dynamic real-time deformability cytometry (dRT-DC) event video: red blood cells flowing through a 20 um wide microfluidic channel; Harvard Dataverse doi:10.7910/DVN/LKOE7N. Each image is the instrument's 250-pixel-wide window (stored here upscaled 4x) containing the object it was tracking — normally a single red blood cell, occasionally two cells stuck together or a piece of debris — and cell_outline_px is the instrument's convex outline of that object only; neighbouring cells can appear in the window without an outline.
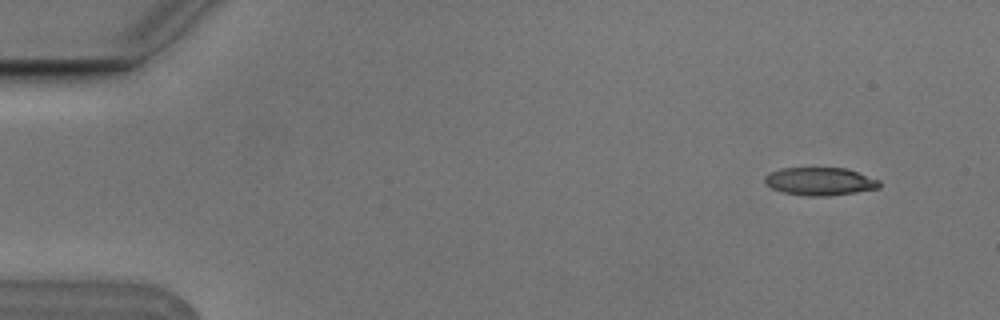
{"species": "Egyptian fruit bat (a non-hibernating species)", "species_latin": "Rousettus aegyptiacus", "temperature_condition": "cold", "stored_images_in_passage": 5, "camera_frame_rate_fps": 3000, "um_per_image_px": 0.085, "animal": {"sex": "male"}, "frame": {"image": 1, "passage_image": 1, "time_ms": 0.0, "image_size_px": [1000, 320], "cell_outline_px": [[880, 188], [856, 192], [828, 196], [808, 196], [784, 192], [772, 188], [764, 184], [764, 176], [780, 168], [844, 168], [880, 180]], "centroid_in_image_um": [69.68, 15.42], "position_along_channel_um": 15.3, "area_um2": 18.55}}
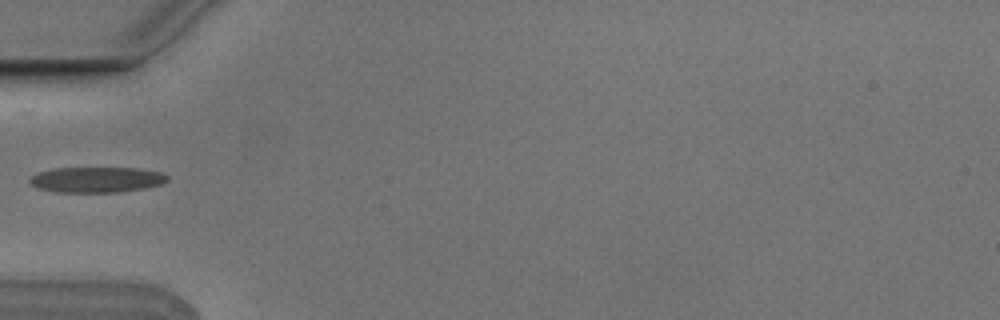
{"frame": {"image": 2, "passage_image": 5, "time_ms": 1.333, "image_size_px": [1000, 320], "cell_outline_px": [[168, 180], [160, 184], [144, 188], [120, 192], [56, 192], [36, 188], [28, 180], [36, 172], [52, 168], [140, 168], [160, 172], [168, 176]], "centroid_in_image_um": [8.17, 15.27], "position_along_channel_um": 76.8, "area_um2": 20.58}}